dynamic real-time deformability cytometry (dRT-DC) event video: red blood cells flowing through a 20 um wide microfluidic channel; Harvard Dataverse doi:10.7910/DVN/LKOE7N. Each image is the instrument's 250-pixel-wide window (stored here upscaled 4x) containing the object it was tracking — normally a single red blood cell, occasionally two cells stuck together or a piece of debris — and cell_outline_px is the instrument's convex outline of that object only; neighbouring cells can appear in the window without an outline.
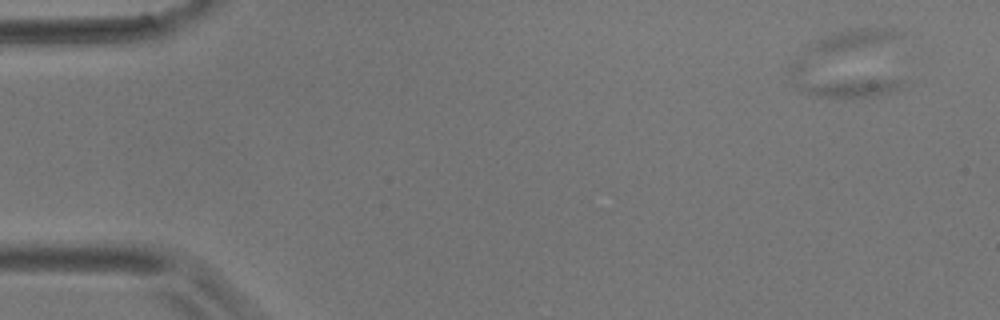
{"species": "common noctule bat (a hibernating species)", "species_latin": "Nyctalus noctula", "temperature_condition": "room temperature", "stored_images_in_passage": 7, "segment_of_instrument_passage": [2, 3], "camera_frame_rate_fps": 3000, "um_per_image_px": 0.085, "animal": {"sex": "male", "body_mass_g": 17.9}, "frame": {"image": 1, "passage_image": 2, "time_ms": 1.0, "image_size_px": [1000, 320], "cell_outline_px": [[908, 84], [892, 92], [880, 96], [816, 96], [800, 92], [796, 88], [804, 84], [864, 80], [904, 80]], "centroid_in_image_um": [72.48, 7.49], "position_along_channel_um": 12.5, "area_um2": 10.17}}